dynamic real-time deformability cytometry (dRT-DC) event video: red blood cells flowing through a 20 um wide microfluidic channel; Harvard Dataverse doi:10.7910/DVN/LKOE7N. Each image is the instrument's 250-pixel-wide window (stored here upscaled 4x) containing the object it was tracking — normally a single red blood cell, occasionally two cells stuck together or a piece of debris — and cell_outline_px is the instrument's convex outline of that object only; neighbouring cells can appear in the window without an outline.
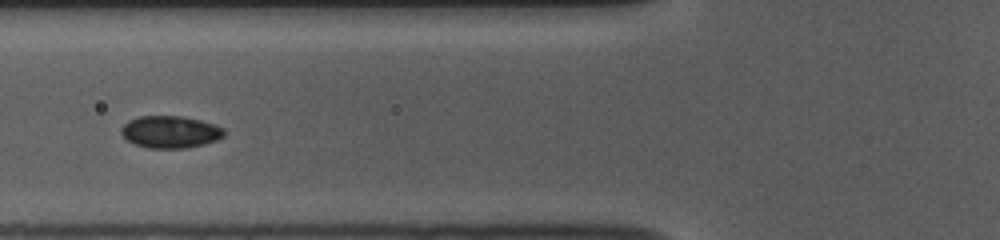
{"species": "common noctule bat (a hibernating species)", "species_latin": "Nyctalus noctula", "temperature_condition": "room temperature", "stored_images_in_passage": 19, "camera_frame_rate_fps": 3000, "um_per_image_px": 0.085, "animal": {"sex": "female", "body_mass_g": 10.0, "forearm_length_mm": 53.1}, "frame": {"image": 1, "passage_image": 6, "time_ms": 1.667, "image_size_px": [1000, 240], "cell_outline_px": [[224, 136], [216, 140], [204, 144], [184, 148], [148, 148], [136, 144], [128, 140], [120, 132], [120, 128], [128, 120], [140, 116], [180, 116], [200, 120], [216, 124], [224, 128]], "centroid_in_image_um": [14.48, 11.2], "position_along_channel_um": 111.3, "area_um2": 19.25}}
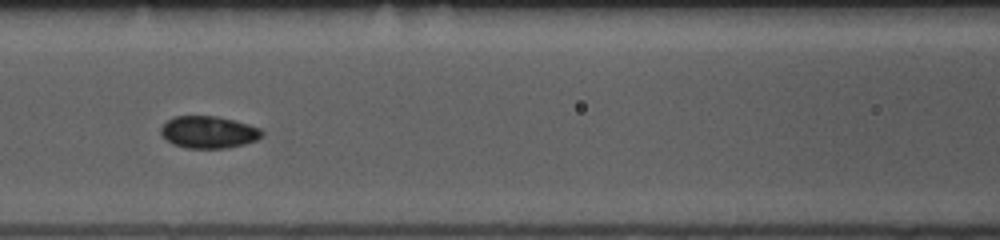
{"frame": {"image": 2, "passage_image": 9, "time_ms": 2.667, "image_size_px": [1000, 240], "cell_outline_px": [[264, 132], [256, 140], [244, 144], [224, 148], [188, 148], [172, 144], [160, 132], [160, 128], [168, 120], [176, 116], [216, 116], [236, 120], [260, 128]], "centroid_in_image_um": [17.74, 11.22], "position_along_channel_um": 148.9, "area_um2": 18.79}}